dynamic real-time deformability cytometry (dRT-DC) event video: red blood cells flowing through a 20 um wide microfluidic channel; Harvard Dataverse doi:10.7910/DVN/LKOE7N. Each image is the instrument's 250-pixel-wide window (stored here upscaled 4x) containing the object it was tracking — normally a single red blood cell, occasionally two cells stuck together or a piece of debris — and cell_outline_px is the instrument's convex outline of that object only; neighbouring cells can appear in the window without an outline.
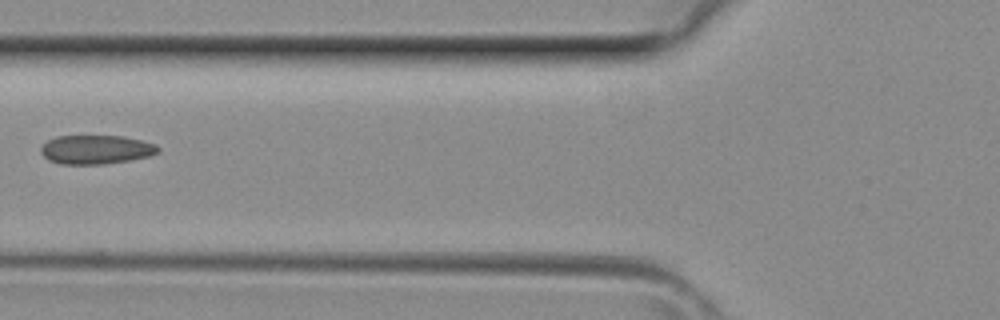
{"species": "common noctule bat (a hibernating species)", "species_latin": "Nyctalus noctula", "temperature_condition": "room temperature", "stored_images_in_passage": 5, "camera_frame_rate_fps": 3000, "um_per_image_px": 0.085, "animal": {"sex": "female", "body_mass_g": 29.2, "forearm_length_mm": 56.3}, "frame": {"image": 1, "passage_image": 5, "time_ms": 1.333, "image_size_px": [1000, 320], "cell_outline_px": [[160, 152], [148, 156], [132, 160], [104, 164], [60, 164], [48, 160], [40, 152], [40, 148], [48, 140], [56, 136], [124, 136], [156, 144], [160, 148]], "centroid_in_image_um": [8.17, 12.72], "position_along_channel_um": 117.6, "area_um2": 19.88}}